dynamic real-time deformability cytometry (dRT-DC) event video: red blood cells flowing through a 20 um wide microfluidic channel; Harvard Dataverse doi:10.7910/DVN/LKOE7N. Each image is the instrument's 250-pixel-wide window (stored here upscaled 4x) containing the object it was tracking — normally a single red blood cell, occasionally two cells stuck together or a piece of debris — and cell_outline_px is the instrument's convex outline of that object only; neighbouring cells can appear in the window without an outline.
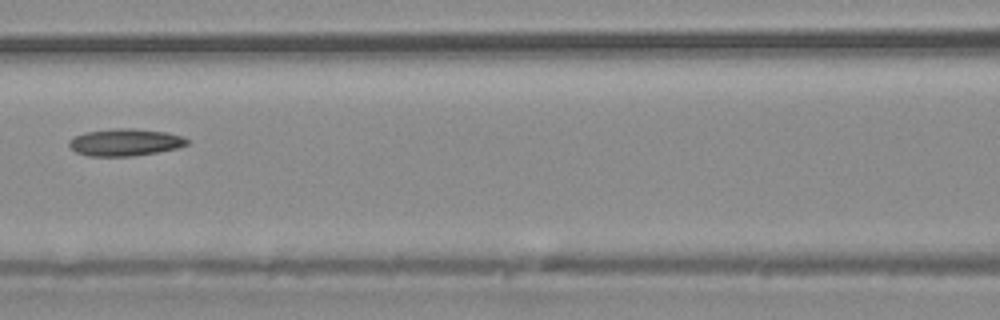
{"species": "common noctule bat (a hibernating species)", "species_latin": "Nyctalus noctula", "temperature_condition": "warm", "stored_images_in_passage": 7, "camera_frame_rate_fps": 3000, "um_per_image_px": 0.085, "animal": {"sex": "male", "body_mass_g": 20.4}, "frame": {"image": 1, "passage_image": 7, "time_ms": 7.0, "image_size_px": [1000, 320], "cell_outline_px": [[188, 144], [176, 148], [156, 152], [132, 156], [88, 156], [76, 152], [68, 144], [76, 136], [84, 132], [116, 128], [132, 128], [164, 132], [184, 136], [188, 140]], "centroid_in_image_um": [10.64, 12.09], "position_along_channel_um": 156.0, "area_um2": 18.44}}